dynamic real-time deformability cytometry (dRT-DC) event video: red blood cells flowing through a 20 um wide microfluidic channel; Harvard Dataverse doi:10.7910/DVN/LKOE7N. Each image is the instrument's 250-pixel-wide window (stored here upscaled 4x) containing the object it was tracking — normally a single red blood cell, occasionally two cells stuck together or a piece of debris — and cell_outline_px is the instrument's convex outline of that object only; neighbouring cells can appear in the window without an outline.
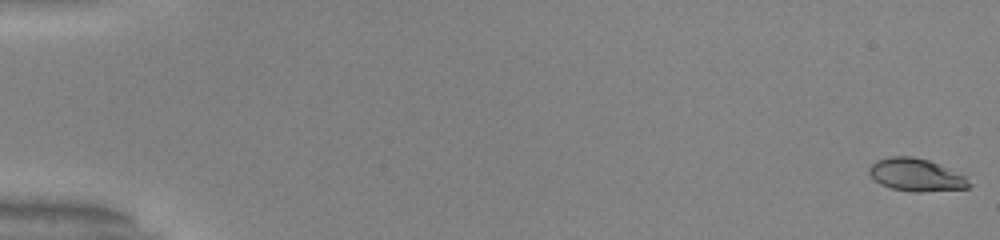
{"species": "common noctule bat (a hibernating species)", "species_latin": "Nyctalus noctula", "temperature_condition": "warm", "stored_images_in_passage": 53, "camera_frame_rate_fps": 3000, "um_per_image_px": 0.085, "animal": {"sex": "male", "body_mass_g": 20.0, "forearm_length_mm": 53.3}, "frame": {"image": 1, "passage_image": 1, "time_ms": 0.0, "image_size_px": [1000, 240], "cell_outline_px": [[972, 184], [968, 188], [920, 192], [912, 192], [892, 188], [880, 184], [868, 172], [868, 168], [876, 160], [892, 156], [912, 156], [928, 160], [964, 176]], "centroid_in_image_um": [77.84, 14.87], "position_along_channel_um": 7.2, "area_um2": 18.73}}
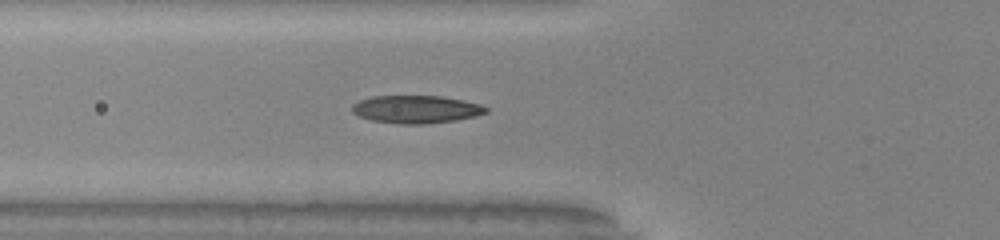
{"frame": {"image": 2, "passage_image": 21, "time_ms": 6.667, "image_size_px": [1000, 240], "cell_outline_px": [[488, 112], [476, 116], [456, 120], [428, 124], [400, 124], [372, 120], [360, 116], [352, 112], [352, 104], [360, 100], [372, 96], [440, 96], [464, 100], [480, 104], [488, 108]], "centroid_in_image_um": [35.39, 9.29], "position_along_channel_um": 90.4, "area_um2": 21.73}}
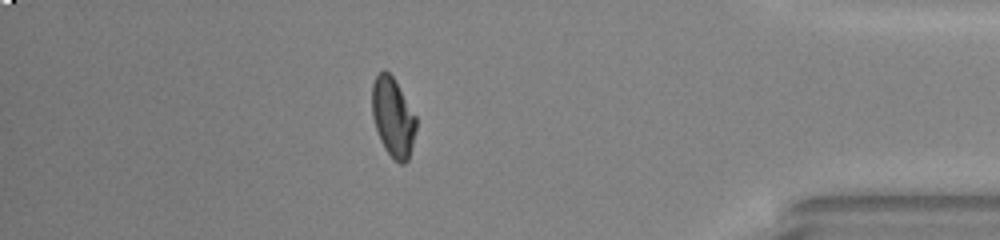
{"frame": {"image": 3, "passage_image": 47, "time_ms": 15.333, "image_size_px": [1000, 240], "cell_outline_px": [[416, 128], [408, 160], [404, 164], [400, 164], [384, 148], [380, 140], [372, 116], [372, 84], [376, 76], [384, 68], [392, 76], [416, 116]], "centroid_in_image_um": [33.39, 9.96], "position_along_channel_um": 401.8, "area_um2": 20.06}, "authors_computed_cell_mechanics": {"area_um2": 20.4612, "velocity_mm_per_s": 3.9791, "shape_relaxation_time_tau1_ms": null, "shape_relaxation_time_tau2_ms": 1.2603, "deformation_change_tau1": null, "deformation_change_tau2": 0.0615}}